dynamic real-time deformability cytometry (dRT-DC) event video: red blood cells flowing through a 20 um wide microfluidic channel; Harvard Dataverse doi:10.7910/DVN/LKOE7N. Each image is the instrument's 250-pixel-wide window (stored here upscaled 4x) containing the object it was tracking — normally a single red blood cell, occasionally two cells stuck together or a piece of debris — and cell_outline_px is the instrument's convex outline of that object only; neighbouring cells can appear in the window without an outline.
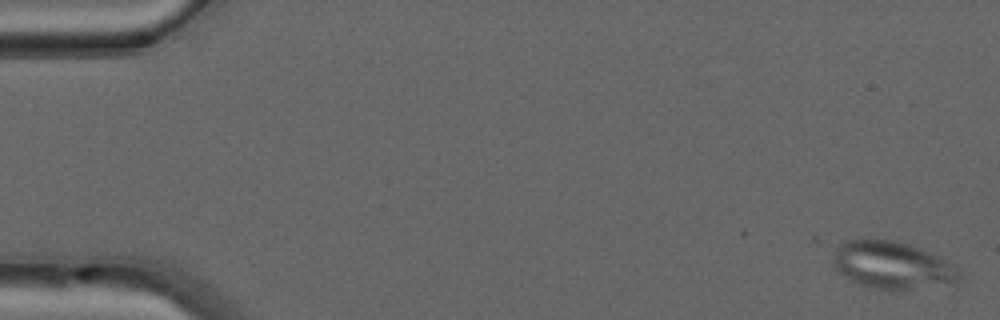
{"species": "common noctule bat (a hibernating species)", "species_latin": "Nyctalus noctula", "temperature_condition": "warm", "stored_images_in_passage": 15, "camera_frame_rate_fps": 3000, "um_per_image_px": 0.085, "animal": {"sex": "male", "forearm_length_mm": 52.5}, "frame": {"image": 1, "passage_image": 1, "time_ms": 0.0, "image_size_px": [1000, 320], "cell_outline_px": [[960, 276], [956, 284], [908, 288], [876, 288], [860, 284], [852, 280], [840, 272], [836, 268], [832, 260], [836, 248], [840, 244], [848, 240], [892, 240], [908, 244], [932, 252], [960, 268]], "centroid_in_image_um": [75.9, 22.52], "position_along_channel_um": 9.1, "area_um2": 34.28}}